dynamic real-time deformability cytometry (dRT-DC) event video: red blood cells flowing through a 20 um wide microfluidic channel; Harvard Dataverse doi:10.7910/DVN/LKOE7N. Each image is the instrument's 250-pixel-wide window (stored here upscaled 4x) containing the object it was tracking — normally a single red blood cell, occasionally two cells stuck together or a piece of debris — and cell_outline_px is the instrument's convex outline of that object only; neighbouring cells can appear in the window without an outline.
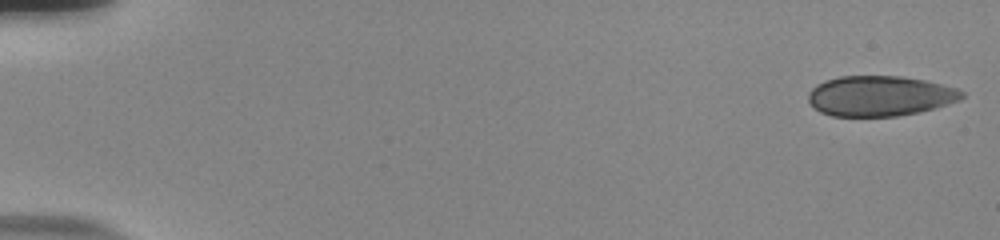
{"species": "human", "species_latin": "Homo sapiens", "temperature_condition": "room temperature", "stored_images_in_passage": 54, "camera_frame_rate_fps": 3000, "um_per_image_px": 0.085, "donor": {"sex": "male"}, "frame": {"image": 1, "passage_image": 1, "time_ms": 0.0, "image_size_px": [1000, 240], "cell_outline_px": [[964, 96], [960, 100], [948, 104], [920, 112], [896, 116], [832, 116], [820, 112], [808, 100], [808, 92], [816, 84], [840, 76], [900, 76], [924, 80], [956, 88], [964, 92]], "centroid_in_image_um": [74.79, 8.16], "position_along_channel_um": 10.2, "area_um2": 35.95}}
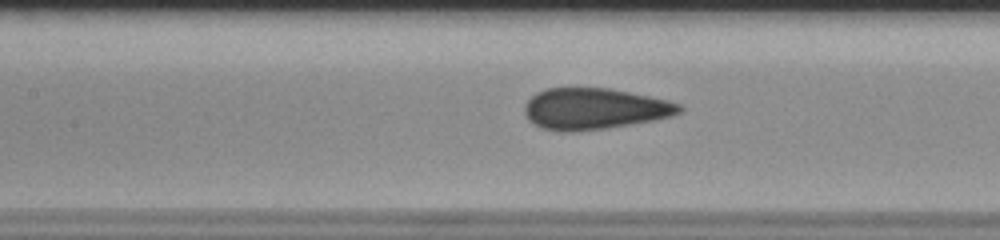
{"frame": {"image": 2, "passage_image": 26, "time_ms": 8.333, "image_size_px": [1000, 240], "cell_outline_px": [[684, 108], [680, 112], [672, 116], [656, 120], [608, 128], [572, 132], [560, 132], [544, 128], [528, 120], [524, 112], [524, 104], [536, 92], [548, 88], [608, 88], [648, 96], [680, 104]], "centroid_in_image_um": [50.5, 9.26], "position_along_channel_um": 156.9, "area_um2": 37.17}}
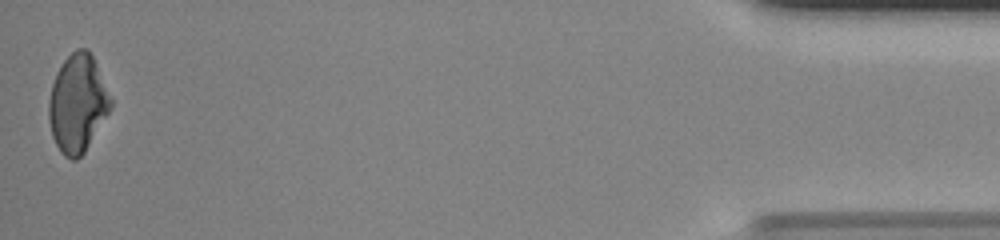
{"frame": {"image": 3, "passage_image": 54, "time_ms": 17.667, "image_size_px": [1000, 240], "cell_outline_px": [[112, 104], [108, 112], [84, 152], [76, 160], [72, 160], [64, 156], [60, 152], [52, 136], [48, 116], [48, 100], [52, 84], [56, 72], [64, 60], [76, 48], [88, 48], [96, 64], [112, 100]], "centroid_in_image_um": [6.56, 8.79], "position_along_channel_um": 428.6, "area_um2": 34.91}, "authors_computed_cell_mechanics": {"area_um2": 37.1654, "velocity_mm_per_s": 3.7851, "shape_relaxation_time_tau1_ms": 10.1532, "shape_relaxation_time_tau2_ms": 0.6751, "deformation_change_tau1": 0.1726, "deformation_change_tau2": 0.0435}}